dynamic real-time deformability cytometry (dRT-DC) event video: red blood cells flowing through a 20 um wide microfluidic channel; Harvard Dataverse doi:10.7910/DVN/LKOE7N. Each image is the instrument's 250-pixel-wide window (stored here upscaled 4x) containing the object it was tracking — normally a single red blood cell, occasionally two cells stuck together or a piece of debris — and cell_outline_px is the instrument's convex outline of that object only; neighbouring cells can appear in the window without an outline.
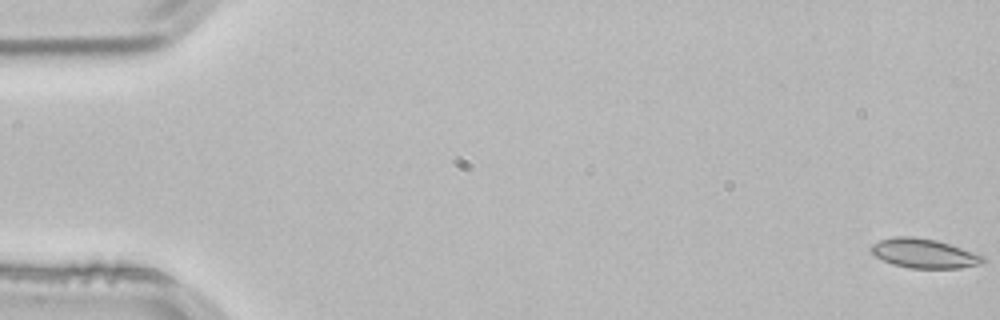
{"species": "common noctule bat (a hibernating species)", "species_latin": "Nyctalus noctula", "temperature_condition": "room temperature", "stored_images_in_passage": 16, "camera_frame_rate_fps": 3000, "um_per_image_px": 0.085, "animal": {"sex": "male", "body_mass_g": 21.5, "forearm_length_mm": 52.0}, "frame": {"image": 1, "passage_image": 1, "time_ms": 0.0, "image_size_px": [1000, 320], "cell_outline_px": [[984, 260], [980, 264], [960, 268], [908, 268], [892, 264], [876, 256], [868, 248], [872, 244], [880, 240], [896, 236], [912, 236], [936, 240], [984, 256]], "centroid_in_image_um": [78.5, 21.54], "position_along_channel_um": 6.5, "area_um2": 18.9}}